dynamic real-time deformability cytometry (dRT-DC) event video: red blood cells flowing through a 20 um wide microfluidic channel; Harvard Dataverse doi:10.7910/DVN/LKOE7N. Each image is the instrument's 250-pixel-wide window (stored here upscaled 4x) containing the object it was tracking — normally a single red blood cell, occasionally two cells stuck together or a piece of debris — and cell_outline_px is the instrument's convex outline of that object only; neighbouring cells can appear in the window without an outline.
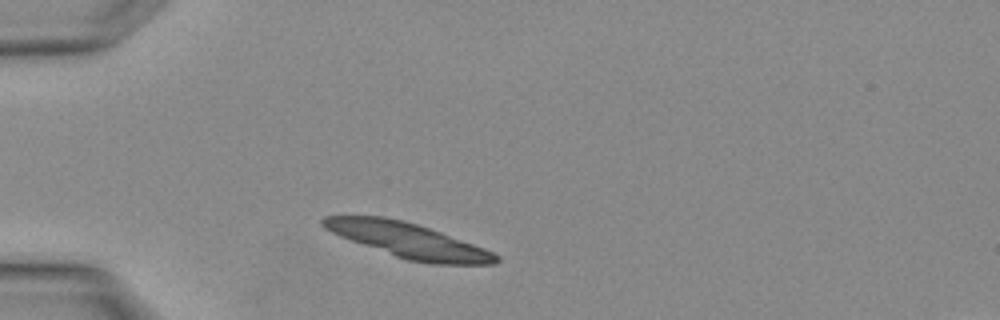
{"species": "Egyptian fruit bat (a non-hibernating species)", "species_latin": "Rousettus aegyptiacus", "temperature_condition": "warm", "stored_images_in_passage": 1, "camera_frame_rate_fps": 3000, "um_per_image_px": 0.085, "animal": {"sex": "female"}, "frame": {"image": 1, "passage_image": 1, "time_ms": 0.0, "image_size_px": [1000, 320], "cell_outline_px": [[500, 260], [492, 264], [432, 264], [408, 260], [396, 256], [340, 236], [324, 228], [320, 224], [320, 220], [324, 216], [384, 216], [404, 220], [440, 232], [484, 248], [500, 256]], "centroid_in_image_um": [34.68, 20.42], "position_along_channel_um": 50.3, "area_um2": 34.62}}